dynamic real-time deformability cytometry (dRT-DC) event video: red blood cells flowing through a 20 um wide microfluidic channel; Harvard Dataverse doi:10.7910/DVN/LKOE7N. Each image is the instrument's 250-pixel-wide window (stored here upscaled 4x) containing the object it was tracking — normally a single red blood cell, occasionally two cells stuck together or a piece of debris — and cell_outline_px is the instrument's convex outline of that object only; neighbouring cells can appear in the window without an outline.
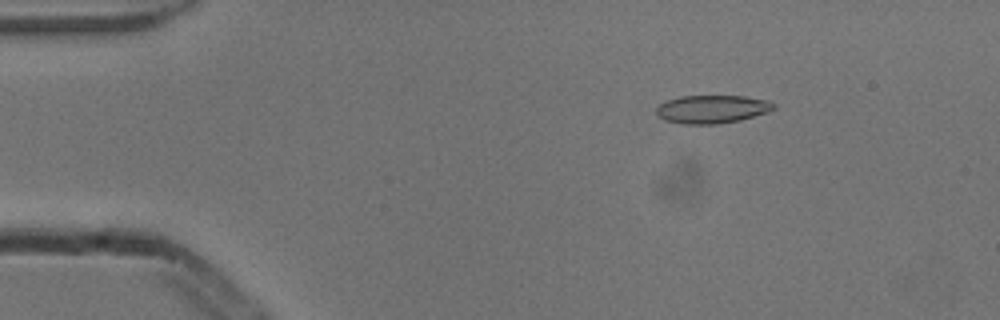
{"species": "common noctule bat (a hibernating species)", "species_latin": "Nyctalus noctula", "temperature_condition": "cold", "stored_images_in_passage": 5, "camera_frame_rate_fps": 3000, "um_per_image_px": 0.085, "animal": {"sex": "male", "body_mass_g": 13.3}, "frame": {"image": 1, "passage_image": 3, "time_ms": 0.667, "image_size_px": [1000, 320], "cell_outline_px": [[776, 108], [768, 112], [740, 120], [716, 124], [684, 124], [664, 120], [656, 116], [656, 108], [660, 104], [668, 100], [680, 96], [744, 96], [768, 100], [776, 104]], "centroid_in_image_um": [60.53, 9.28], "position_along_channel_um": 24.5, "area_um2": 19.36}}